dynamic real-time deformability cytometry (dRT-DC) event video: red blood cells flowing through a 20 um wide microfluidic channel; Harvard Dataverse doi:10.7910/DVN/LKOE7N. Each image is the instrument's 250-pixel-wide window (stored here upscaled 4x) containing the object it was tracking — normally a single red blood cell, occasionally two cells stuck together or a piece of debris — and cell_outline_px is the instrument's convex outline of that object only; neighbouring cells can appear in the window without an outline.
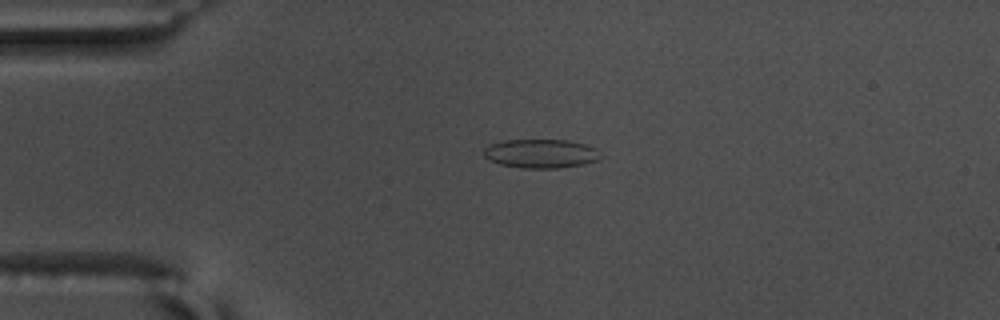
{"species": "common noctule bat (a hibernating species)", "species_latin": "Nyctalus noctula", "temperature_condition": "warm", "stored_images_in_passage": 36, "camera_frame_rate_fps": 3000, "um_per_image_px": 0.085, "animal": {"sex": "male", "body_mass_g": 17.5, "forearm_length_mm": 52.3}, "frame": {"image": 1, "passage_image": 5, "time_ms": 1.333, "image_size_px": [1000, 320], "cell_outline_px": [[600, 156], [596, 160], [584, 164], [560, 168], [520, 168], [500, 164], [488, 160], [484, 156], [484, 148], [488, 144], [504, 140], [568, 140], [584, 144], [596, 148]], "centroid_in_image_um": [45.92, 13.05], "position_along_channel_um": 39.1, "area_um2": 19.71}}
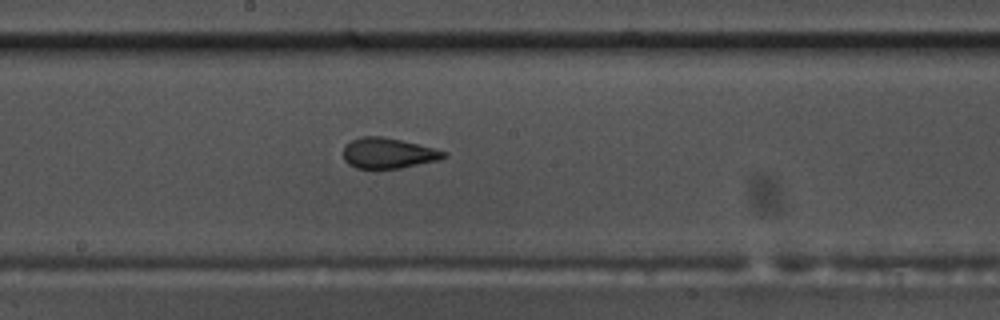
{"frame": {"image": 2, "passage_image": 22, "time_ms": 7.0, "image_size_px": [1000, 320], "cell_outline_px": [[448, 156], [436, 160], [400, 168], [356, 168], [348, 164], [344, 160], [344, 148], [352, 140], [360, 136], [384, 136], [448, 152]], "centroid_in_image_um": [32.98, 13.01], "position_along_channel_um": 215.2, "area_um2": 17.57}}
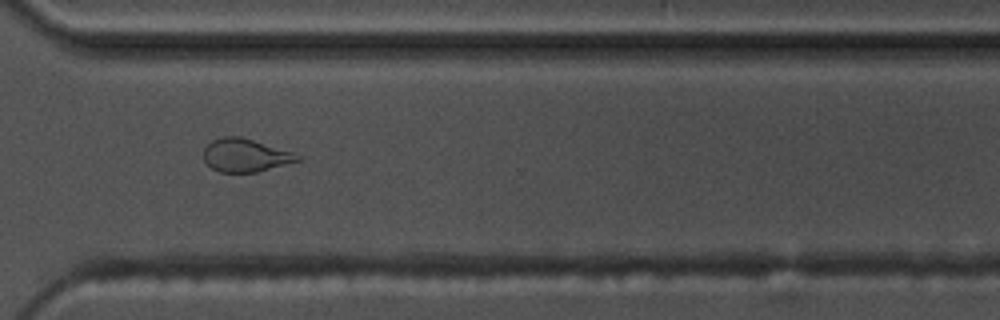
{"frame": {"image": 3, "passage_image": 33, "time_ms": 10.667, "image_size_px": [1000, 320], "cell_outline_px": [[300, 160], [256, 172], [220, 172], [212, 168], [204, 160], [204, 148], [212, 140], [224, 136], [240, 136], [292, 152], [300, 156]], "centroid_in_image_um": [20.82, 13.19], "position_along_channel_um": 349.8, "area_um2": 17.8}, "authors_computed_cell_mechanics": {"area_um2": 17.918, "velocity_mm_per_s": 3.668, "shape_relaxation_time_tau1_ms": null, "shape_relaxation_time_tau2_ms": 1.0621, "deformation_change_tau1": null, "deformation_change_tau2": 0.0693}}